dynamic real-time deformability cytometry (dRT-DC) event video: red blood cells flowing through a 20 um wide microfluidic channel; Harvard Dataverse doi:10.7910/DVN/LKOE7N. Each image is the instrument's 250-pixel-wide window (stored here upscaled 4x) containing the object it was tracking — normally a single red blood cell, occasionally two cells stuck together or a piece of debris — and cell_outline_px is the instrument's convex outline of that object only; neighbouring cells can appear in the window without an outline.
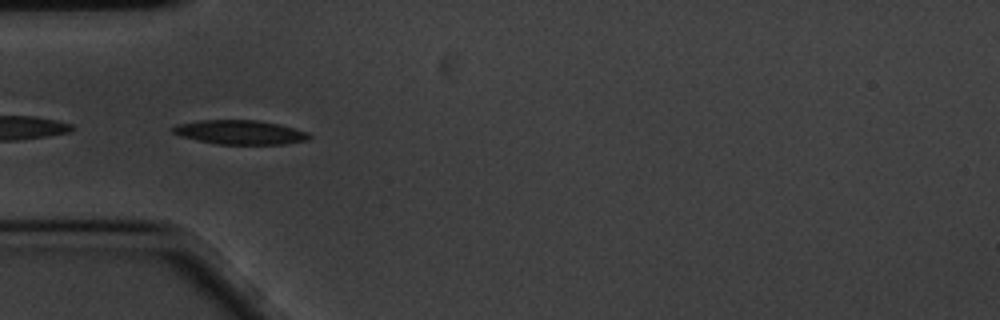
{"species": "common noctule bat (a hibernating species)", "species_latin": "Nyctalus noctula", "temperature_condition": "cold", "stored_images_in_passage": 47, "camera_frame_rate_fps": 3000, "um_per_image_px": 0.085, "animal": {"sex": "male", "body_mass_g": 20.1, "forearm_length_mm": 53.5}, "frame": {"image": 1, "passage_image": 13, "time_ms": 4.0, "image_size_px": [1000, 320], "cell_outline_px": [[312, 136], [308, 140], [284, 144], [216, 144], [180, 136], [172, 132], [172, 128], [176, 124], [200, 120], [256, 120], [276, 124], [308, 132]], "centroid_in_image_um": [20.38, 11.24], "position_along_channel_um": 64.6, "area_um2": 19.07}}
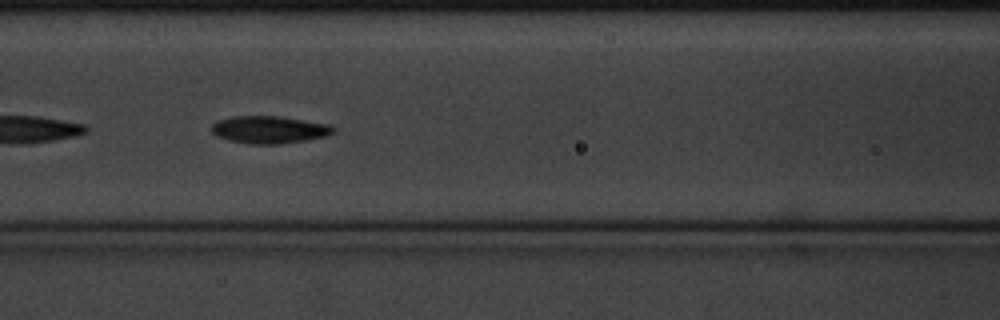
{"frame": {"image": 2, "passage_image": 20, "time_ms": 6.333, "image_size_px": [1000, 320], "cell_outline_px": [[336, 128], [328, 136], [280, 144], [252, 144], [228, 140], [216, 136], [212, 132], [212, 124], [216, 120], [232, 116], [276, 116], [332, 124]], "centroid_in_image_um": [22.88, 11.02], "position_along_channel_um": 143.7, "area_um2": 19.54}}
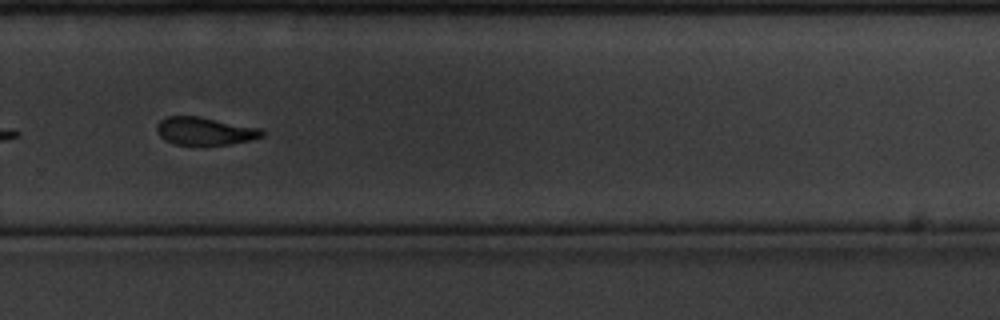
{"frame": {"image": 3, "passage_image": 35, "time_ms": 11.333, "image_size_px": [1000, 320], "cell_outline_px": [[264, 136], [252, 140], [228, 144], [176, 144], [164, 140], [156, 132], [156, 124], [160, 120], [168, 116], [200, 116], [260, 128], [264, 132]], "centroid_in_image_um": [17.4, 11.13], "position_along_channel_um": 312.4, "area_um2": 17.05}, "authors_computed_cell_mechanics": {"area_um2": 19.1318, "velocity_mm_per_s": 3.3847, "shape_relaxation_time_tau1_ms": 3.0972, "shape_relaxation_time_tau2_ms": 4.3667, "deformation_change_tau1": 0.1128, "deformation_change_tau2": 0.0995}}